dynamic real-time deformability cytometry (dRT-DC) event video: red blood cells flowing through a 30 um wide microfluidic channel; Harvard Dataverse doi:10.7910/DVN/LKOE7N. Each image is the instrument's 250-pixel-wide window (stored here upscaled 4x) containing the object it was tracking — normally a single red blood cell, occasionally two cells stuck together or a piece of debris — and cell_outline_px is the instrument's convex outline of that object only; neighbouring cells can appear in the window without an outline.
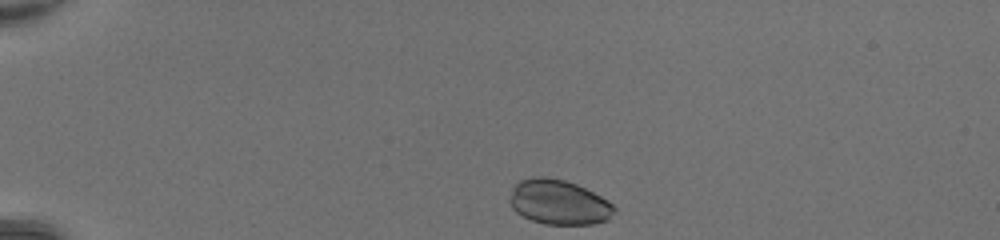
{"species": "common noctule bat (a hibernating species)", "species_latin": "Nyctalus noctula", "temperature_condition": "room temperature", "stored_images_in_passage": 35, "camera_frame_rate_fps": 3000, "um_per_image_px": 0.085, "animal": {"sex": "female", "body_mass_g": 20.0, "forearm_length_mm": 54.0}, "frame": {"image": 1, "passage_image": 1, "time_ms": 0.0, "image_size_px": [1000, 240], "cell_outline_px": [[616, 212], [608, 220], [592, 224], [544, 224], [532, 220], [516, 212], [512, 208], [508, 200], [512, 188], [520, 180], [536, 176], [544, 176], [564, 180], [576, 184], [600, 196], [612, 204], [616, 208]], "centroid_in_image_um": [47.48, 17.19], "position_along_channel_um": 37.5, "area_um2": 27.28}}
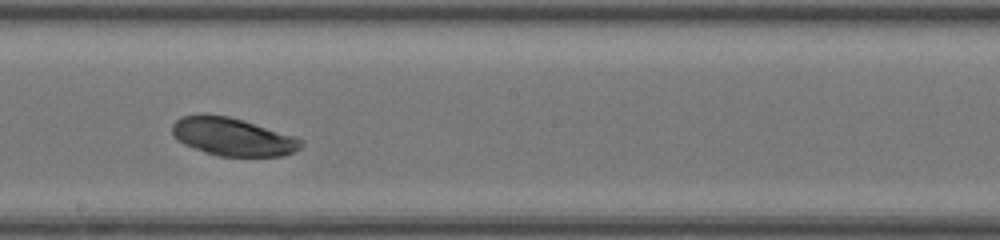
{"frame": {"image": 2, "passage_image": 19, "time_ms": 6.0, "image_size_px": [1000, 240], "cell_outline_px": [[304, 144], [300, 148], [284, 156], [216, 156], [184, 144], [176, 140], [172, 132], [172, 124], [180, 116], [200, 112], [228, 116], [296, 136], [304, 140]], "centroid_in_image_um": [19.75, 11.61], "position_along_channel_um": 228.4, "area_um2": 28.9}}
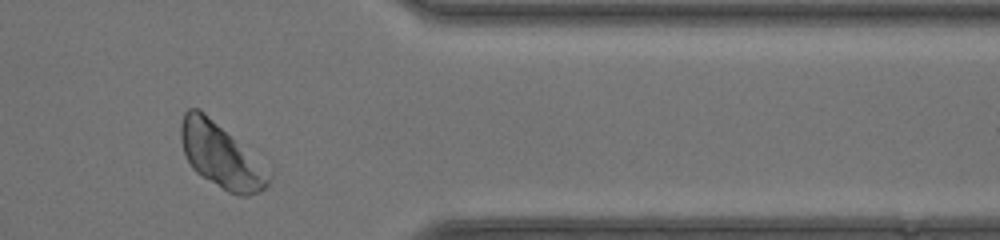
{"frame": {"image": 3, "passage_image": 31, "time_ms": 10.0, "image_size_px": [1000, 240], "cell_outline_px": [[272, 180], [260, 192], [248, 196], [240, 196], [228, 192], [196, 172], [192, 168], [184, 152], [180, 140], [180, 124], [184, 112], [188, 108], [200, 108], [272, 172]], "centroid_in_image_um": [18.77, 13.24], "position_along_channel_um": 392.6, "area_um2": 32.77}}